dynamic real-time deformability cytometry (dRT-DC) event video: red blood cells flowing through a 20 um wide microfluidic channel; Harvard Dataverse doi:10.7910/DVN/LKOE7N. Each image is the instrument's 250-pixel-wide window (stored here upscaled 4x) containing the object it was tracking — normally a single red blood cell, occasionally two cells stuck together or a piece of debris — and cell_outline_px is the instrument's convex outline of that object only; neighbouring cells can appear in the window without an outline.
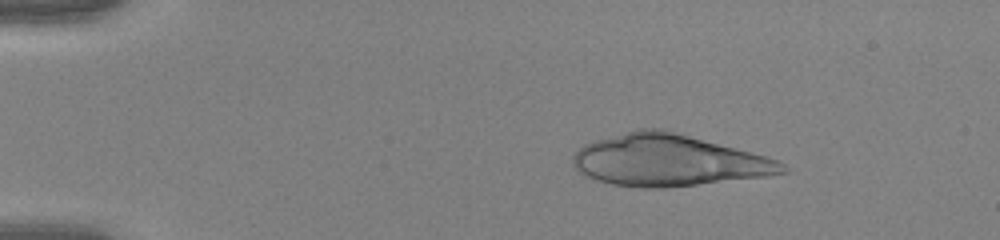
{"species": "human", "species_latin": "Homo sapiens", "temperature_condition": "warm", "stored_images_in_passage": 50, "camera_frame_rate_fps": 3000, "um_per_image_px": 0.085, "donor": {"sex": "female"}, "frame": {"image": 1, "passage_image": 8, "time_ms": 2.333, "image_size_px": [1000, 240], "cell_outline_px": [[792, 172], [768, 176], [664, 188], [640, 188], [612, 184], [596, 180], [580, 172], [572, 164], [572, 156], [584, 144], [596, 140], [636, 128], [664, 128], [768, 156], [780, 160]], "centroid_in_image_um": [56.87, 13.62], "position_along_channel_um": 28.1, "area_um2": 63.52}}